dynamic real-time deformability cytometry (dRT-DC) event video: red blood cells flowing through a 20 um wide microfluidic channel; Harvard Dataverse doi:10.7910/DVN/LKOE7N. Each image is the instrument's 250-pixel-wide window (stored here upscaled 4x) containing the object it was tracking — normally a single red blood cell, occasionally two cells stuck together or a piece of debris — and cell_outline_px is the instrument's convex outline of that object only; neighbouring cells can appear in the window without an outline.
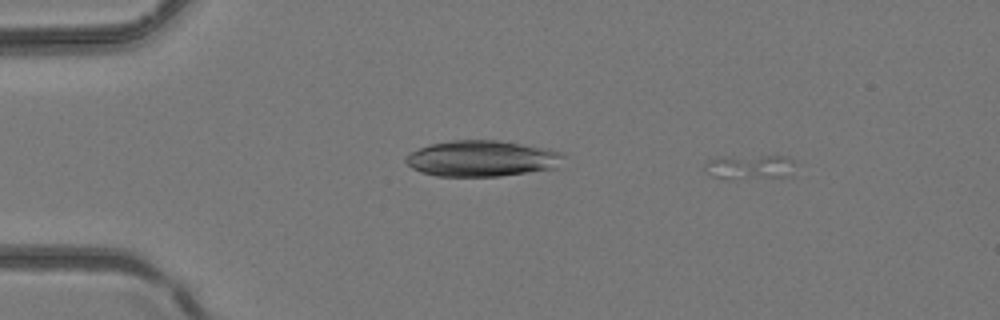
{"species": "common noctule bat (a hibernating species)", "species_latin": "Nyctalus noctula", "temperature_condition": "room temperature", "stored_images_in_passage": 8, "camera_frame_rate_fps": 3000, "um_per_image_px": 0.085, "animal": {"sex": "female", "body_mass_g": 24.6, "forearm_length_mm": 56.2}, "frame": {"image": 1, "passage_image": 4, "time_ms": 1.0, "image_size_px": [1000, 320], "cell_outline_px": [[792, 164], [784, 176], [728, 180], [712, 176], [704, 168], [704, 164], [708, 160], [720, 156], [788, 156], [792, 160]], "centroid_in_image_um": [63.58, 14.18], "position_along_channel_um": 21.4, "area_um2": 12.77}}